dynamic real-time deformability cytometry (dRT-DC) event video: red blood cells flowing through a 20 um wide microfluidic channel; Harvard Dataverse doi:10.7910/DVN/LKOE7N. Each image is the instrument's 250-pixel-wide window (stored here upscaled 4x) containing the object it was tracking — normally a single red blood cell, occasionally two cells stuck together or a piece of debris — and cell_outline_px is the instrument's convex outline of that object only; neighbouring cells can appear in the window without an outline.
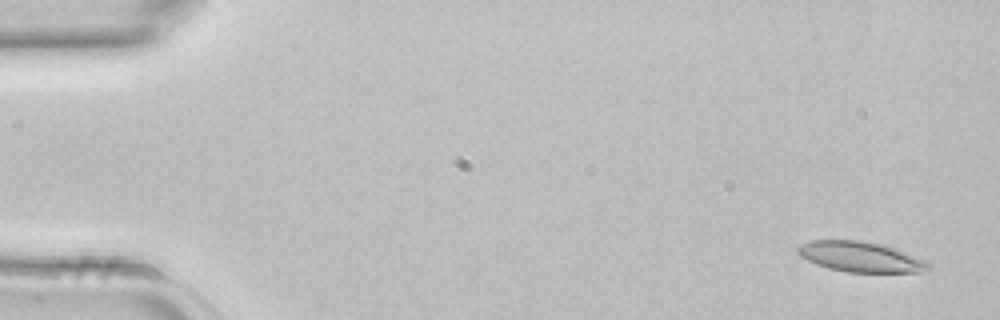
{"species": "common noctule bat (a hibernating species)", "species_latin": "Nyctalus noctula", "temperature_condition": "room temperature", "stored_images_in_passage": 4, "camera_frame_rate_fps": 3000, "um_per_image_px": 0.085, "animal": {"sex": "female", "body_mass_g": 22.7, "forearm_length_mm": 54.2}, "frame": {"image": 1, "passage_image": 1, "time_ms": 0.0, "image_size_px": [1000, 320], "cell_outline_px": [[932, 268], [920, 272], [848, 272], [828, 268], [816, 264], [800, 256], [796, 252], [796, 248], [800, 244], [812, 240], [864, 240], [880, 244], [916, 256], [932, 264]], "centroid_in_image_um": [73.12, 21.83], "position_along_channel_um": 11.9, "area_um2": 23.06}}
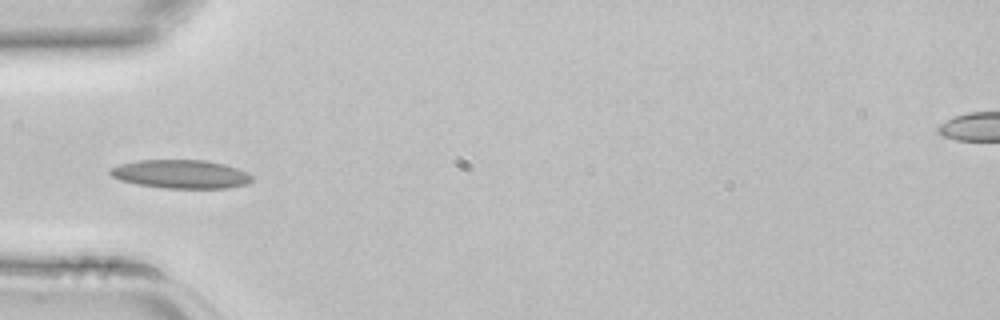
{"frame": {"image": 2, "passage_image": 4, "time_ms": 1.0, "image_size_px": [1000, 320], "cell_outline_px": [[252, 180], [248, 184], [228, 188], [164, 188], [136, 184], [120, 180], [112, 176], [108, 172], [108, 168], [120, 164], [136, 160], [208, 160], [224, 164], [248, 172], [252, 176]], "centroid_in_image_um": [15.36, 14.8], "position_along_channel_um": 69.6, "area_um2": 23.81}}